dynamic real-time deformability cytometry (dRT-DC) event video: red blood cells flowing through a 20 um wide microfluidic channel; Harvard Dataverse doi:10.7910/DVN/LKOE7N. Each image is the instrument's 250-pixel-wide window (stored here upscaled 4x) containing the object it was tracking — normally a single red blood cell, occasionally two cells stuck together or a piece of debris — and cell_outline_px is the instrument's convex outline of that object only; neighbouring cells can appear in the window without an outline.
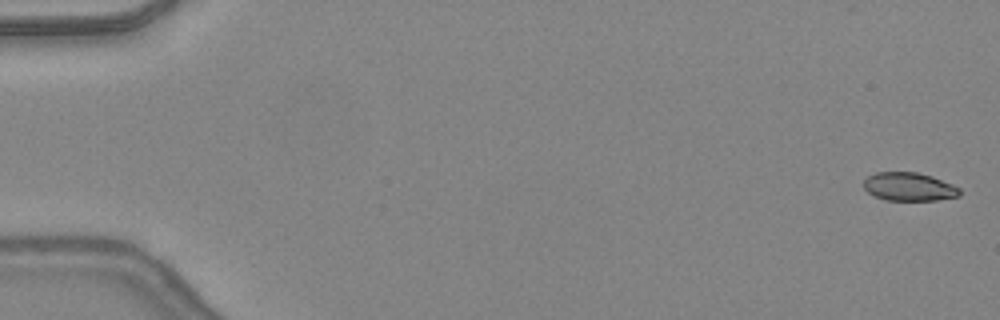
{"species": "common noctule bat (a hibernating species)", "species_latin": "Nyctalus noctula", "temperature_condition": "warm", "stored_images_in_passage": 48, "camera_frame_rate_fps": 3000, "um_per_image_px": 0.085, "animal": {"sex": "female", "body_mass_g": 24.6, "forearm_length_mm": 56.2}, "frame": {"image": 1, "passage_image": 1, "time_ms": 0.0, "image_size_px": [1000, 320], "cell_outline_px": [[960, 196], [936, 200], [884, 200], [868, 192], [864, 188], [864, 180], [868, 176], [876, 172], [916, 172], [932, 176], [952, 184], [960, 188]], "centroid_in_image_um": [77.28, 15.87], "position_along_channel_um": 7.7, "area_um2": 15.84}}
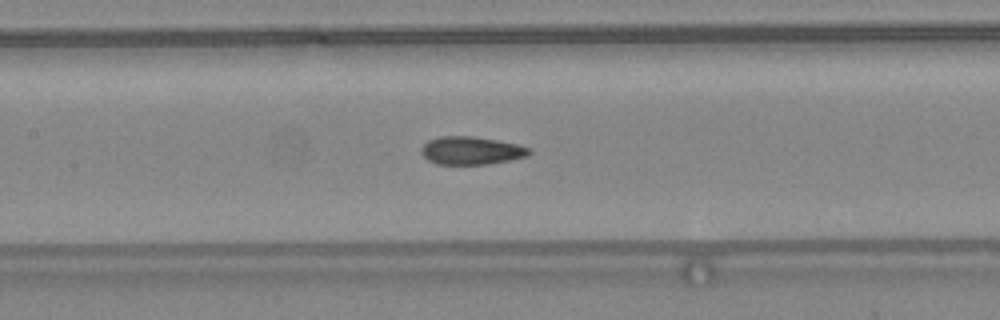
{"frame": {"image": 2, "passage_image": 23, "time_ms": 7.333, "image_size_px": [1000, 320], "cell_outline_px": [[532, 152], [528, 156], [488, 164], [436, 164], [428, 160], [420, 152], [420, 148], [428, 140], [440, 136], [472, 136], [496, 140], [516, 144], [532, 148]], "centroid_in_image_um": [40.05, 12.79], "position_along_channel_um": 167.4, "area_um2": 17.63}}
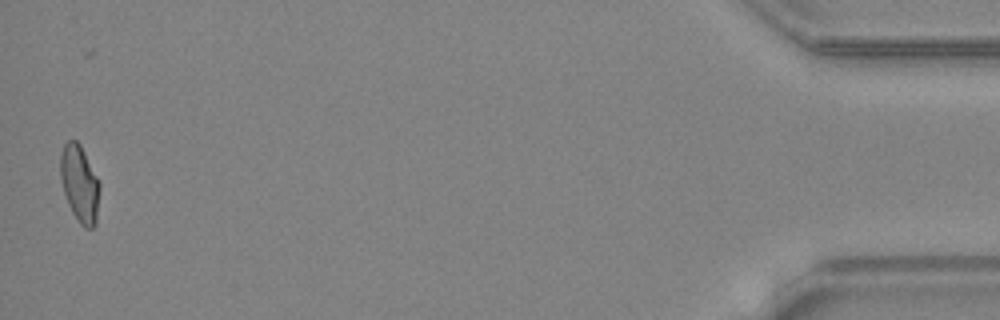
{"frame": {"image": 3, "passage_image": 47, "time_ms": 15.333, "image_size_px": [1000, 320], "cell_outline_px": [[100, 188], [96, 224], [92, 228], [84, 228], [80, 224], [72, 212], [68, 204], [60, 180], [60, 156], [64, 144], [68, 140], [76, 140], [80, 144], [100, 180]], "centroid_in_image_um": [6.78, 15.61], "position_along_channel_um": 428.4, "area_um2": 17.86}, "authors_computed_cell_mechanics": {"area_um2": 17.5134, "velocity_mm_per_s": 4.4327, "shape_relaxation_time_tau1_ms": 6.5174, "shape_relaxation_time_tau2_ms": 1.3389, "deformation_change_tau1": 0.2053, "deformation_change_tau2": 0.0813}}